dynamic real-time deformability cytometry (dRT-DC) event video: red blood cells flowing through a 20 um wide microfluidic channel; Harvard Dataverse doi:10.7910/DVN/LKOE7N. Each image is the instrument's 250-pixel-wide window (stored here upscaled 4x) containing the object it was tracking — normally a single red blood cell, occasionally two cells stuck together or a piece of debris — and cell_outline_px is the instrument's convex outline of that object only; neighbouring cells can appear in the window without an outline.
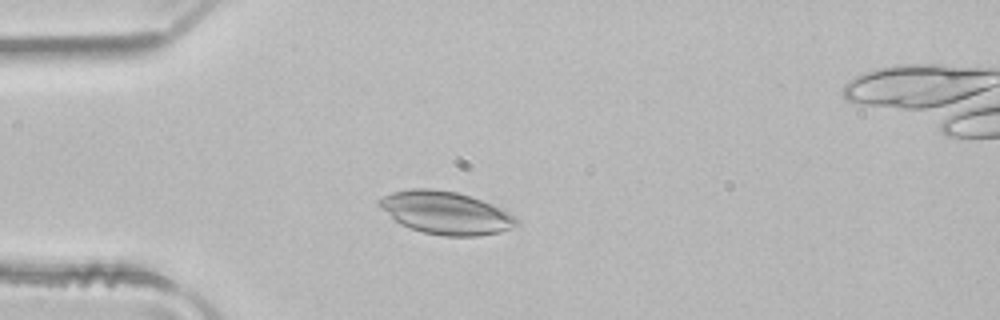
{"species": "common noctule bat (a hibernating species)", "species_latin": "Nyctalus noctula", "temperature_condition": "room temperature", "stored_images_in_passage": 4, "camera_frame_rate_fps": 3000, "um_per_image_px": 0.085, "animal": {"sex": "male", "body_mass_g": 21.5, "forearm_length_mm": 52.0}, "frame": {"image": 1, "passage_image": 3, "time_ms": 0.667, "image_size_px": [1000, 320], "cell_outline_px": [[520, 224], [512, 228], [500, 232], [476, 236], [444, 236], [424, 232], [400, 224], [380, 208], [376, 204], [376, 200], [392, 192], [412, 188], [432, 188], [456, 192], [472, 196], [492, 204], [516, 216], [520, 220]], "centroid_in_image_um": [37.9, 18.08], "position_along_channel_um": 47.1, "area_um2": 34.39}}